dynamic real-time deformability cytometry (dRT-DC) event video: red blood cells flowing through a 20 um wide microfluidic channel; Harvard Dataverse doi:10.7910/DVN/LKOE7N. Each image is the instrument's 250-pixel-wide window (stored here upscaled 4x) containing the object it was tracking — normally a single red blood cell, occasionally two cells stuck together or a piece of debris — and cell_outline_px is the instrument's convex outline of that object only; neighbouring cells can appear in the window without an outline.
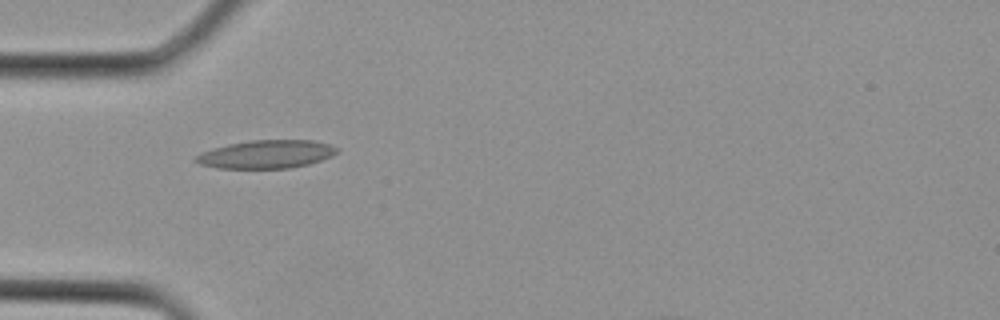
{"species": "Egyptian fruit bat (a non-hibernating species)", "species_latin": "Rousettus aegyptiacus", "temperature_condition": "cold", "stored_images_in_passage": 2, "camera_frame_rate_fps": 3000, "um_per_image_px": 0.085, "animal": {"sex": "female"}, "frame": {"image": 1, "passage_image": 1, "time_ms": 0.0, "image_size_px": [1000, 320], "cell_outline_px": [[340, 148], [332, 156], [308, 164], [288, 168], [216, 168], [200, 164], [192, 160], [200, 152], [212, 148], [228, 144], [252, 140], [312, 140], [328, 144]], "centroid_in_image_um": [22.6, 13.11], "position_along_channel_um": 62.4, "area_um2": 23.18}}